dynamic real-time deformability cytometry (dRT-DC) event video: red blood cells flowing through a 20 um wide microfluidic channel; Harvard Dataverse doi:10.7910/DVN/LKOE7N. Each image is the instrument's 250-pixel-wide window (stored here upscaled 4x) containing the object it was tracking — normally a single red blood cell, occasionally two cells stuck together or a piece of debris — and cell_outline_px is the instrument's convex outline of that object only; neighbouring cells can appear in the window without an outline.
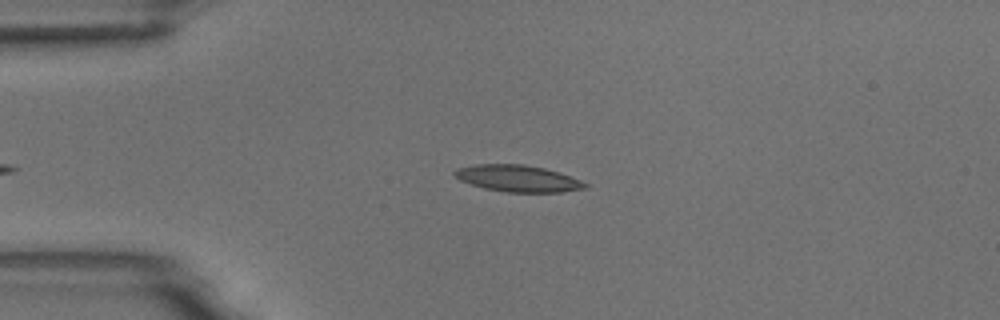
{"species": "common noctule bat (a hibernating species)", "species_latin": "Nyctalus noctula", "temperature_condition": "room temperature", "stored_images_in_passage": 7, "camera_frame_rate_fps": 3000, "um_per_image_px": 0.085, "animal": {"sex": "male", "body_mass_g": 18.8}, "frame": {"image": 1, "passage_image": 1, "time_ms": 0.0, "image_size_px": [1000, 320], "cell_outline_px": [[588, 188], [560, 192], [504, 192], [484, 188], [460, 180], [452, 172], [456, 168], [476, 164], [524, 164], [544, 168], [560, 172], [580, 180], [588, 184]], "centroid_in_image_um": [44.03, 15.16], "position_along_channel_um": 41.0, "area_um2": 20.29}}
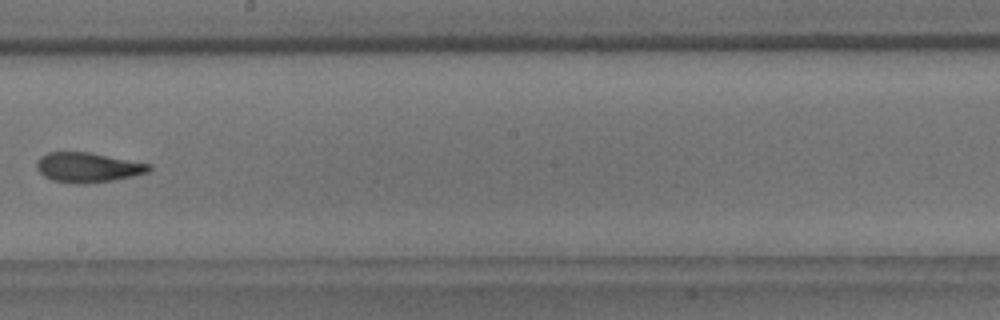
{"frame": {"image": 2, "passage_image": 6, "time_ms": 6.0, "image_size_px": [1000, 320], "cell_outline_px": [[152, 168], [148, 172], [132, 176], [112, 180], [84, 184], [72, 184], [52, 180], [44, 176], [36, 168], [36, 160], [40, 156], [48, 152], [88, 152], [152, 164]], "centroid_in_image_um": [7.44, 14.23], "position_along_channel_um": 240.8, "area_um2": 19.59}}
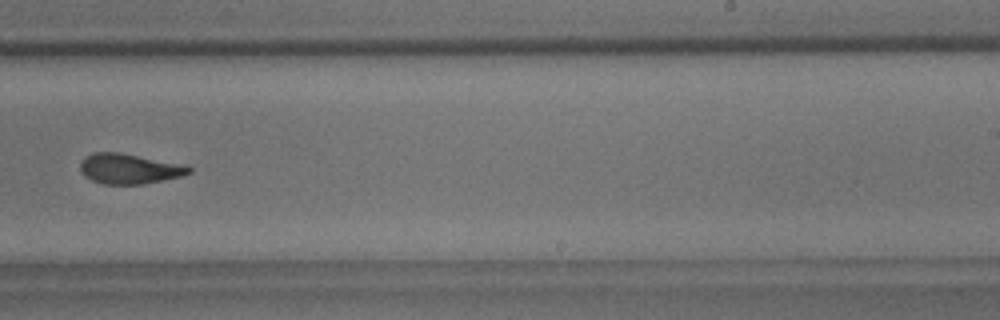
{"frame": {"image": 3, "passage_image": 7, "time_ms": 7.0, "image_size_px": [1000, 320], "cell_outline_px": [[192, 172], [180, 176], [144, 184], [104, 184], [92, 180], [84, 176], [80, 172], [80, 164], [92, 152], [120, 152], [176, 164], [192, 168]], "centroid_in_image_um": [10.92, 14.35], "position_along_channel_um": 278.1, "area_um2": 18.61}}